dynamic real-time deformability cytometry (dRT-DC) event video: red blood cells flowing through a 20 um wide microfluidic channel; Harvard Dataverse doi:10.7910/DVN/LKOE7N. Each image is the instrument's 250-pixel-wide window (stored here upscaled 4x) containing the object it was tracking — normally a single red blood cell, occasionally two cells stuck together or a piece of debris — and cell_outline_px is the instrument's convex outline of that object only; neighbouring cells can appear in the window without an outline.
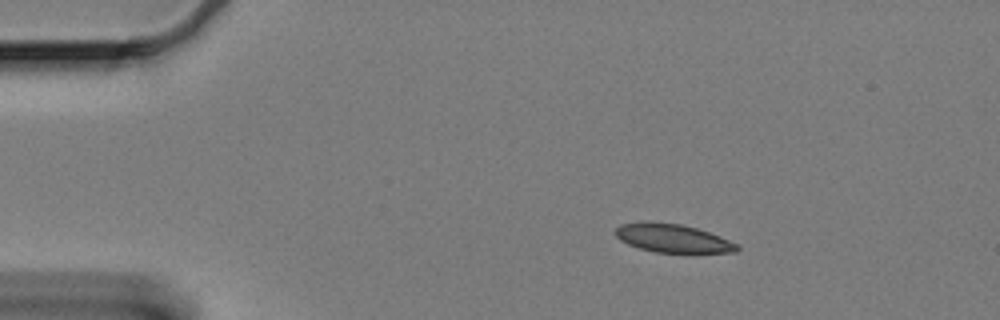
{"species": "Egyptian fruit bat (a non-hibernating species)", "species_latin": "Rousettus aegyptiacus", "temperature_condition": "cold", "stored_images_in_passage": 51, "camera_frame_rate_fps": 3000, "um_per_image_px": 0.085, "animal": {"sex": "female"}, "frame": {"image": 1, "passage_image": 1, "time_ms": 0.0, "image_size_px": [1000, 320], "cell_outline_px": [[740, 248], [736, 252], [692, 256], [656, 252], [640, 248], [628, 244], [620, 240], [612, 232], [620, 224], [648, 220], [680, 224], [696, 228], [720, 236], [736, 244]], "centroid_in_image_um": [57.21, 20.29], "position_along_channel_um": 27.8, "area_um2": 21.27}}
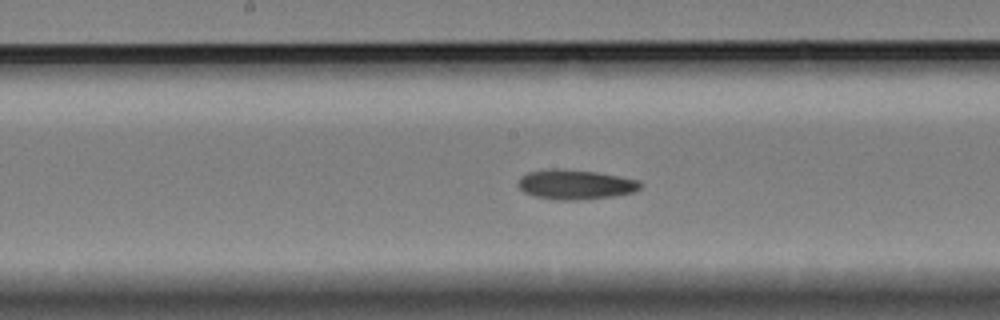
{"frame": {"image": 2, "passage_image": 22, "time_ms": 7.0, "image_size_px": [1000, 320], "cell_outline_px": [[640, 188], [632, 192], [612, 196], [580, 200], [556, 200], [536, 196], [524, 192], [516, 184], [520, 176], [528, 172], [548, 168], [564, 168], [596, 172], [640, 180]], "centroid_in_image_um": [48.85, 15.67], "position_along_channel_um": 199.3, "area_um2": 21.27}}
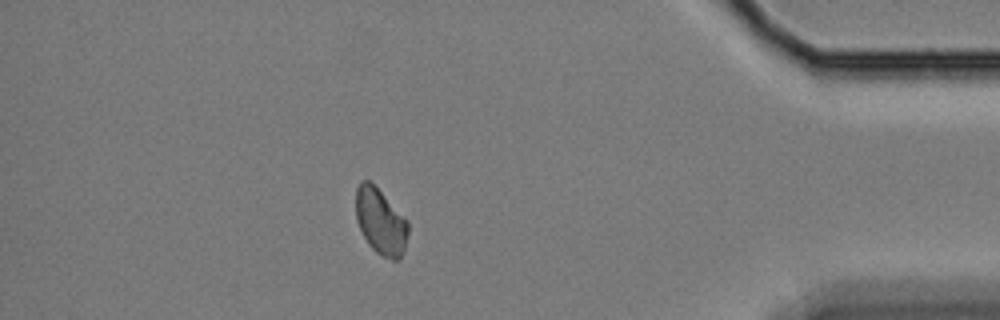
{"frame": {"image": 3, "passage_image": 44, "time_ms": 14.333, "image_size_px": [1000, 320], "cell_outline_px": [[408, 232], [404, 252], [400, 260], [392, 260], [380, 256], [368, 244], [356, 220], [356, 188], [360, 180], [368, 180], [408, 220]], "centroid_in_image_um": [32.35, 18.87], "position_along_channel_um": 402.8, "area_um2": 20.06}}